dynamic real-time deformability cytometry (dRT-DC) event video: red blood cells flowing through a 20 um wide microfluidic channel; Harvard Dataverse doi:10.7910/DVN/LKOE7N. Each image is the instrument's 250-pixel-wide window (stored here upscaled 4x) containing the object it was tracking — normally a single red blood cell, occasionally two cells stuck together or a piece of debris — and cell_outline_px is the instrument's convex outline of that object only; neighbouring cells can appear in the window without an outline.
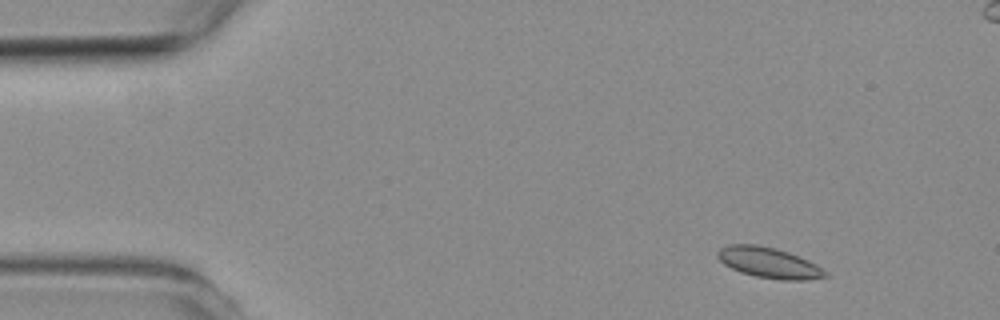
{"species": "common noctule bat (a hibernating species)", "species_latin": "Nyctalus noctula", "temperature_condition": "room temperature", "stored_images_in_passage": 5, "camera_frame_rate_fps": 3000, "um_per_image_px": 0.085, "animal": {"sex": "female", "body_mass_g": 19.3, "forearm_length_mm": 54.1}, "frame": {"image": 1, "passage_image": 1, "time_ms": 0.0, "image_size_px": [1000, 320], "cell_outline_px": [[828, 276], [808, 280], [780, 280], [756, 276], [740, 272], [724, 264], [716, 256], [716, 252], [720, 248], [728, 244], [756, 244], [776, 248], [788, 252], [808, 260], [816, 264], [828, 272]], "centroid_in_image_um": [65.35, 22.33], "position_along_channel_um": 19.6, "area_um2": 19.31}}
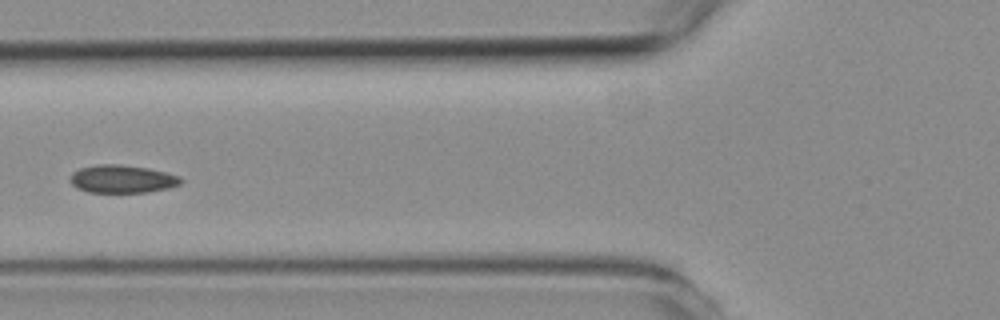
{"frame": {"image": 2, "passage_image": 5, "time_ms": 4.667, "image_size_px": [1000, 320], "cell_outline_px": [[184, 180], [180, 184], [168, 188], [148, 192], [88, 192], [76, 188], [68, 180], [72, 172], [80, 168], [96, 164], [120, 164], [148, 168], [180, 176]], "centroid_in_image_um": [10.36, 15.21], "position_along_channel_um": 115.4, "area_um2": 18.15}}